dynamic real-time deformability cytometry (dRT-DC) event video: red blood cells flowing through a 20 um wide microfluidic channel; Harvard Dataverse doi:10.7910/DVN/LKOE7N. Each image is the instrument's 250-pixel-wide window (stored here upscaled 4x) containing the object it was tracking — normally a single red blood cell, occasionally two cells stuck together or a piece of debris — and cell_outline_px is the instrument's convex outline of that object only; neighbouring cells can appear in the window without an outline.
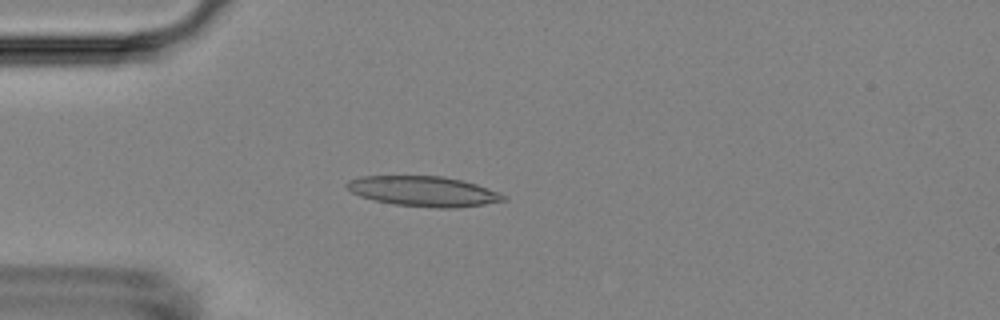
{"species": "Egyptian fruit bat (a non-hibernating species)", "species_latin": "Rousettus aegyptiacus", "temperature_condition": "room temperature", "stored_images_in_passage": 53, "camera_frame_rate_fps": 3000, "um_per_image_px": 0.085, "animal": {"sex": "female"}, "frame": {"image": 1, "passage_image": 13, "time_ms": 4.0, "image_size_px": [1000, 320], "cell_outline_px": [[508, 200], [484, 204], [456, 208], [436, 208], [392, 204], [360, 196], [352, 192], [344, 184], [348, 180], [360, 176], [444, 176], [476, 184], [508, 196]], "centroid_in_image_um": [36.0, 16.26], "position_along_channel_um": 49.0, "area_um2": 27.51}}
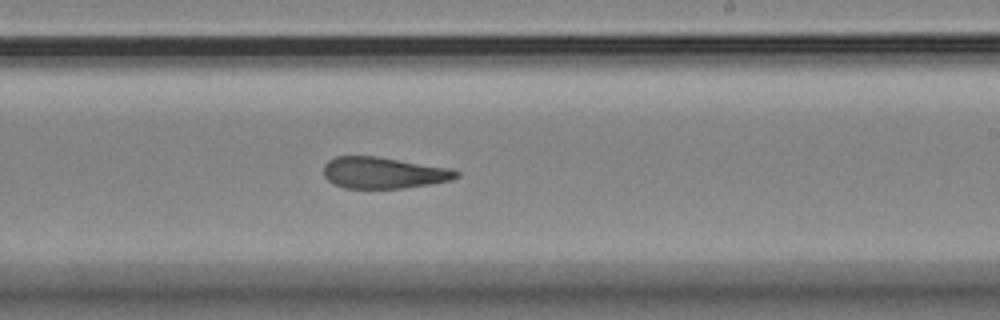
{"frame": {"image": 2, "passage_image": 31, "time_ms": 10.0, "image_size_px": [1000, 320], "cell_outline_px": [[460, 176], [452, 180], [404, 188], [344, 188], [328, 180], [324, 176], [324, 164], [328, 160], [336, 156], [376, 156], [452, 168], [460, 172]], "centroid_in_image_um": [32.62, 14.68], "position_along_channel_um": 256.4, "area_um2": 24.33}}
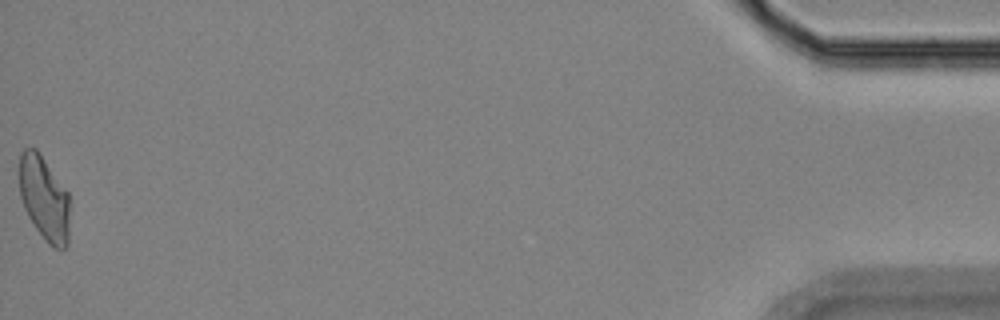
{"frame": {"image": 3, "passage_image": 53, "time_ms": 17.333, "image_size_px": [1000, 320], "cell_outline_px": [[68, 244], [64, 248], [52, 248], [48, 244], [36, 228], [28, 216], [24, 208], [20, 196], [20, 152], [24, 148], [36, 148], [68, 192]], "centroid_in_image_um": [3.75, 16.86], "position_along_channel_um": 431.5, "area_um2": 24.51}, "authors_computed_cell_mechanics": {"area_um2": 25.4898, "velocity_mm_per_s": 3.6674, "shape_relaxation_time_tau1_ms": null, "shape_relaxation_time_tau2_ms": 2.8047, "deformation_change_tau1": null, "deformation_change_tau2": 0.1156}}